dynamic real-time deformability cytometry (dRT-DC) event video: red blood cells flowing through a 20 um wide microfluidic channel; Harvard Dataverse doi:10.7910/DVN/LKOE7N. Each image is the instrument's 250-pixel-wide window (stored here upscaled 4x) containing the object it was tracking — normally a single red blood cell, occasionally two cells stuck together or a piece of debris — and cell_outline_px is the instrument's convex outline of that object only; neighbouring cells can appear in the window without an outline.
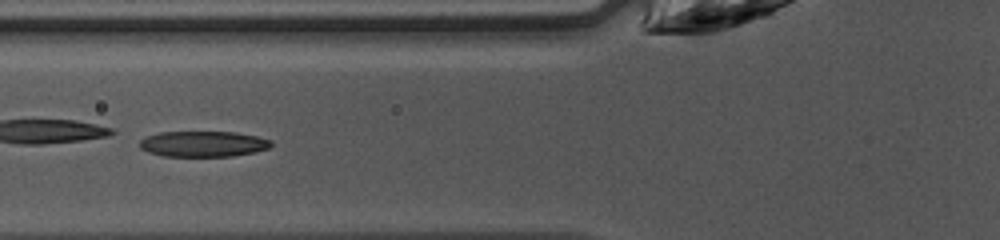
{"species": "common noctule bat (a hibernating species)", "species_latin": "Nyctalus noctula", "temperature_condition": "warm", "stored_images_in_passage": 34, "camera_frame_rate_fps": 3000, "um_per_image_px": 0.085, "animal": {"sex": "female", "body_mass_g": 10.0, "forearm_length_mm": 53.1}, "frame": {"image": 1, "passage_image": 6, "time_ms": 1.667, "image_size_px": [1000, 240], "cell_outline_px": [[272, 144], [268, 148], [256, 152], [232, 156], [164, 156], [148, 152], [140, 148], [140, 140], [148, 136], [160, 132], [236, 132], [256, 136], [272, 140]], "centroid_in_image_um": [17.29, 12.23], "position_along_channel_um": 108.5, "area_um2": 19.65}}
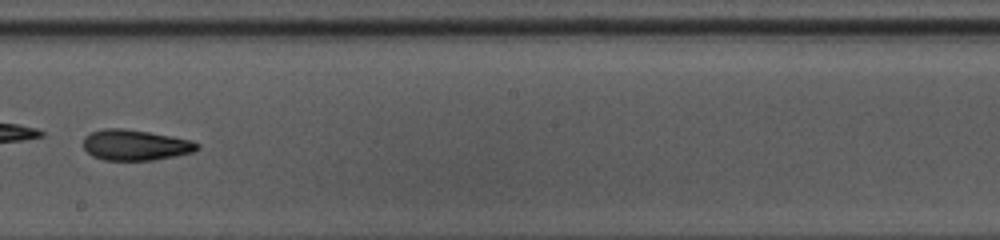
{"frame": {"image": 2, "passage_image": 15, "time_ms": 4.667, "image_size_px": [1000, 240], "cell_outline_px": [[200, 148], [192, 152], [176, 156], [156, 160], [104, 160], [92, 156], [84, 148], [84, 136], [88, 132], [104, 128], [124, 128], [172, 136], [192, 140], [200, 144]], "centroid_in_image_um": [11.5, 12.32], "position_along_channel_um": 236.7, "area_um2": 20.58}, "authors_computed_cell_mechanics": {"area_um2": 20.5479, "velocity_mm_per_s": 4.2579, "shape_relaxation_time_tau1_ms": 4.735, "shape_relaxation_time_tau2_ms": 2.0429, "deformation_change_tau1": 0.1761, "deformation_change_tau2": 0.1012}}